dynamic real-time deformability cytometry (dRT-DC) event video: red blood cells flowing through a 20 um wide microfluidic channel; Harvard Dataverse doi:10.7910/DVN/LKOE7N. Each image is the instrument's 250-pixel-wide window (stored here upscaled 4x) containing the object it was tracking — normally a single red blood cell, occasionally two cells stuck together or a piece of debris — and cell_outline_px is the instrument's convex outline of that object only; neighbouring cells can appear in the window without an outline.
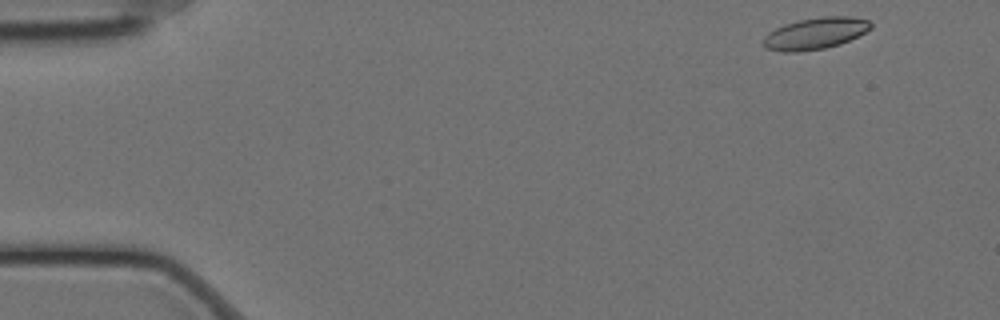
{"species": "Egyptian fruit bat (a non-hibernating species)", "species_latin": "Rousettus aegyptiacus", "temperature_condition": "cold", "stored_images_in_passage": 15, "camera_frame_rate_fps": 3000, "um_per_image_px": 0.085, "animal": {"sex": "female"}, "frame": {"image": 1, "passage_image": 1, "time_ms": 0.0, "image_size_px": [1000, 320], "cell_outline_px": [[872, 28], [840, 44], [824, 48], [796, 52], [784, 52], [768, 48], [764, 44], [764, 36], [768, 32], [784, 24], [800, 20], [824, 16], [852, 16], [868, 20], [872, 24]], "centroid_in_image_um": [69.31, 2.83], "position_along_channel_um": 15.7, "area_um2": 19.54}}
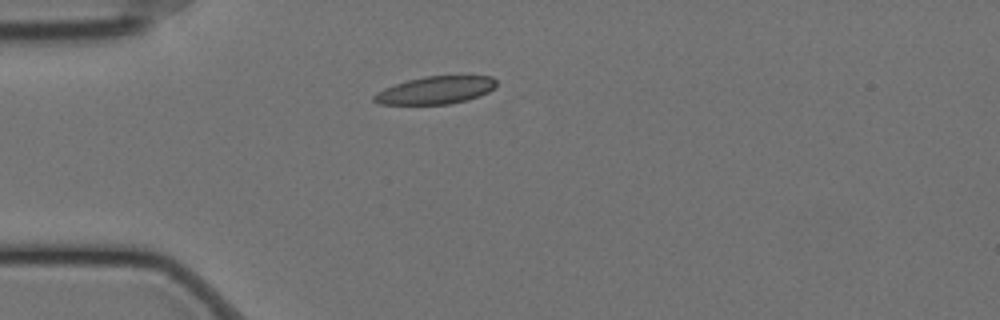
{"frame": {"image": 2, "passage_image": 12, "time_ms": 3.667, "image_size_px": [1000, 320], "cell_outline_px": [[496, 84], [488, 92], [468, 100], [448, 104], [380, 104], [372, 100], [372, 96], [376, 92], [384, 88], [408, 80], [424, 76], [492, 76], [496, 80]], "centroid_in_image_um": [36.99, 7.67], "position_along_channel_um": 48.0, "area_um2": 19.59}}